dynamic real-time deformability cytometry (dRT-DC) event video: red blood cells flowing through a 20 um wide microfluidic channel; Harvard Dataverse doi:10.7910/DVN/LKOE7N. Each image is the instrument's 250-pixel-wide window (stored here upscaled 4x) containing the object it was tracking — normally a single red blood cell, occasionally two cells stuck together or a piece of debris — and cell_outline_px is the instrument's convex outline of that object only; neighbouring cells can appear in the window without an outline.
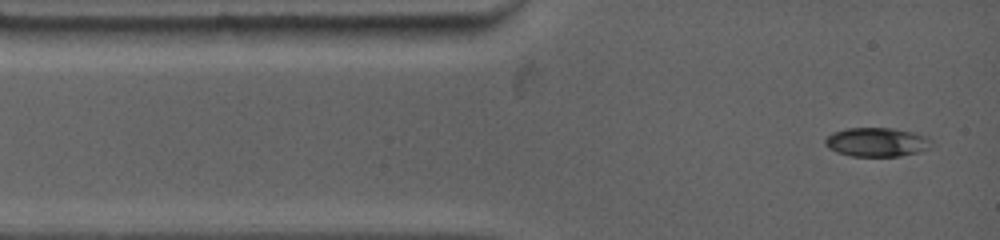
{"species": "common noctule bat (a hibernating species)", "species_latin": "Nyctalus noctula", "temperature_condition": "warm", "stored_images_in_passage": 34, "camera_frame_rate_fps": 4500, "um_per_image_px": 0.085, "animal": {"sex": "female", "body_mass_g": 19.0, "forearm_length_mm": 53.3}, "frame": {"image": 1, "passage_image": 1, "time_ms": 0.0, "image_size_px": [1000, 240], "cell_outline_px": [[936, 144], [932, 148], [920, 152], [900, 156], [852, 156], [836, 152], [828, 148], [824, 144], [824, 140], [832, 132], [848, 128], [892, 128], [912, 132], [928, 136]], "centroid_in_image_um": [74.59, 12.08], "position_along_channel_um": 10.4, "area_um2": 18.32}}
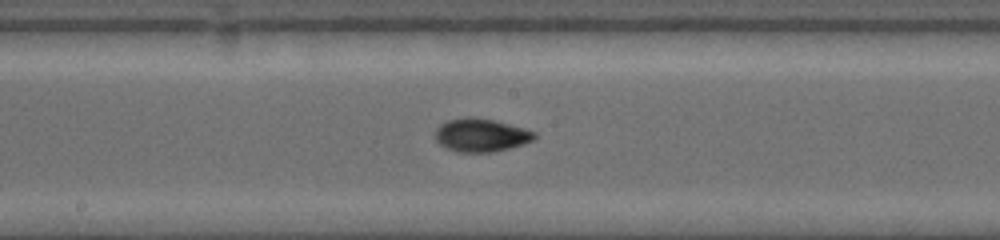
{"frame": {"image": 2, "passage_image": 15, "time_ms": 6.0, "image_size_px": [1000, 240], "cell_outline_px": [[536, 136], [532, 140], [524, 144], [492, 152], [460, 152], [448, 148], [440, 144], [436, 140], [436, 128], [440, 124], [448, 120], [464, 116], [468, 116], [492, 120], [524, 128], [536, 132]], "centroid_in_image_um": [40.88, 11.48], "position_along_channel_um": 207.3, "area_um2": 19.02}}
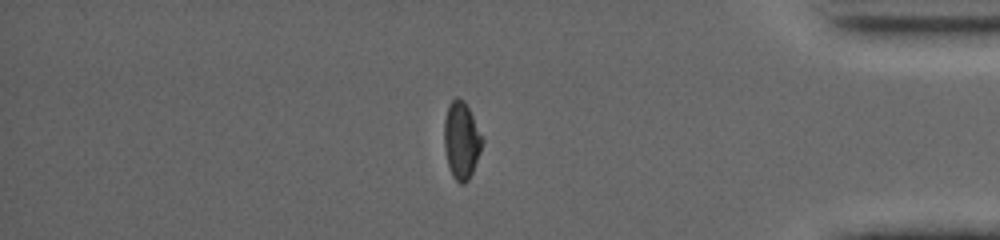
{"frame": {"image": 3, "passage_image": 28, "time_ms": 11.778, "image_size_px": [1000, 240], "cell_outline_px": [[484, 140], [472, 172], [468, 180], [460, 184], [456, 180], [448, 164], [444, 148], [444, 120], [448, 104], [456, 96], [464, 100]], "centroid_in_image_um": [39.2, 11.88], "position_along_channel_um": 396.0, "area_um2": 16.82}}